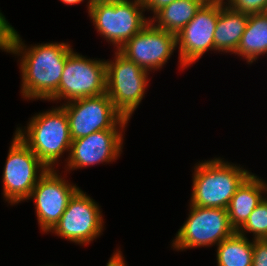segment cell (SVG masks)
I'll return each mask as SVG.
<instances>
[{
    "label": "cell",
    "mask_w": 267,
    "mask_h": 266,
    "mask_svg": "<svg viewBox=\"0 0 267 266\" xmlns=\"http://www.w3.org/2000/svg\"><path fill=\"white\" fill-rule=\"evenodd\" d=\"M14 26L0 49L18 60L21 73V96L26 100H49L58 90L68 54V42H48L27 46Z\"/></svg>",
    "instance_id": "6da1fadb"
},
{
    "label": "cell",
    "mask_w": 267,
    "mask_h": 266,
    "mask_svg": "<svg viewBox=\"0 0 267 266\" xmlns=\"http://www.w3.org/2000/svg\"><path fill=\"white\" fill-rule=\"evenodd\" d=\"M190 205L227 209L231 198L252 174L240 164L224 161L220 157L194 164Z\"/></svg>",
    "instance_id": "7a4b0ae2"
},
{
    "label": "cell",
    "mask_w": 267,
    "mask_h": 266,
    "mask_svg": "<svg viewBox=\"0 0 267 266\" xmlns=\"http://www.w3.org/2000/svg\"><path fill=\"white\" fill-rule=\"evenodd\" d=\"M15 135L48 169L59 167V159L64 153L69 156L72 139L67 114L61 106L36 113L27 126L16 128Z\"/></svg>",
    "instance_id": "3957f363"
},
{
    "label": "cell",
    "mask_w": 267,
    "mask_h": 266,
    "mask_svg": "<svg viewBox=\"0 0 267 266\" xmlns=\"http://www.w3.org/2000/svg\"><path fill=\"white\" fill-rule=\"evenodd\" d=\"M144 13L142 0H115L91 6L88 15L100 37L118 50L150 21Z\"/></svg>",
    "instance_id": "277c9868"
},
{
    "label": "cell",
    "mask_w": 267,
    "mask_h": 266,
    "mask_svg": "<svg viewBox=\"0 0 267 266\" xmlns=\"http://www.w3.org/2000/svg\"><path fill=\"white\" fill-rule=\"evenodd\" d=\"M114 52V59L106 60V93L115 108L130 120L145 97L150 72L127 59L118 50Z\"/></svg>",
    "instance_id": "5b68a950"
},
{
    "label": "cell",
    "mask_w": 267,
    "mask_h": 266,
    "mask_svg": "<svg viewBox=\"0 0 267 266\" xmlns=\"http://www.w3.org/2000/svg\"><path fill=\"white\" fill-rule=\"evenodd\" d=\"M189 206L188 218L171 242L174 250L217 246L236 232L227 209Z\"/></svg>",
    "instance_id": "8992f818"
},
{
    "label": "cell",
    "mask_w": 267,
    "mask_h": 266,
    "mask_svg": "<svg viewBox=\"0 0 267 266\" xmlns=\"http://www.w3.org/2000/svg\"><path fill=\"white\" fill-rule=\"evenodd\" d=\"M47 171L48 168L14 133L2 174L4 200L11 206L27 201Z\"/></svg>",
    "instance_id": "52a82bcc"
},
{
    "label": "cell",
    "mask_w": 267,
    "mask_h": 266,
    "mask_svg": "<svg viewBox=\"0 0 267 266\" xmlns=\"http://www.w3.org/2000/svg\"><path fill=\"white\" fill-rule=\"evenodd\" d=\"M90 59L72 50L66 59L56 93L48 100L64 103L106 93V60Z\"/></svg>",
    "instance_id": "ba28073f"
},
{
    "label": "cell",
    "mask_w": 267,
    "mask_h": 266,
    "mask_svg": "<svg viewBox=\"0 0 267 266\" xmlns=\"http://www.w3.org/2000/svg\"><path fill=\"white\" fill-rule=\"evenodd\" d=\"M60 106L67 114L72 140L104 129H126L130 121L115 108L107 93L75 99Z\"/></svg>",
    "instance_id": "9c48e42d"
},
{
    "label": "cell",
    "mask_w": 267,
    "mask_h": 266,
    "mask_svg": "<svg viewBox=\"0 0 267 266\" xmlns=\"http://www.w3.org/2000/svg\"><path fill=\"white\" fill-rule=\"evenodd\" d=\"M103 220L98 202L79 189L69 200L59 222L50 232L72 243L85 246L103 234Z\"/></svg>",
    "instance_id": "30bf717a"
},
{
    "label": "cell",
    "mask_w": 267,
    "mask_h": 266,
    "mask_svg": "<svg viewBox=\"0 0 267 266\" xmlns=\"http://www.w3.org/2000/svg\"><path fill=\"white\" fill-rule=\"evenodd\" d=\"M220 9L221 0H207L176 34L180 70L198 62L207 51H214V32Z\"/></svg>",
    "instance_id": "8fae6325"
},
{
    "label": "cell",
    "mask_w": 267,
    "mask_h": 266,
    "mask_svg": "<svg viewBox=\"0 0 267 266\" xmlns=\"http://www.w3.org/2000/svg\"><path fill=\"white\" fill-rule=\"evenodd\" d=\"M58 172L56 169H48L28 198L34 201L38 226L42 233H50L66 210L69 200L80 189Z\"/></svg>",
    "instance_id": "7c38bea8"
},
{
    "label": "cell",
    "mask_w": 267,
    "mask_h": 266,
    "mask_svg": "<svg viewBox=\"0 0 267 266\" xmlns=\"http://www.w3.org/2000/svg\"><path fill=\"white\" fill-rule=\"evenodd\" d=\"M177 49L176 35L155 27L150 21L118 51L148 72L157 71Z\"/></svg>",
    "instance_id": "4fadbf2b"
},
{
    "label": "cell",
    "mask_w": 267,
    "mask_h": 266,
    "mask_svg": "<svg viewBox=\"0 0 267 266\" xmlns=\"http://www.w3.org/2000/svg\"><path fill=\"white\" fill-rule=\"evenodd\" d=\"M125 129H104L86 137L72 140L69 156L64 160L65 170L87 168L115 162L123 150Z\"/></svg>",
    "instance_id": "5bb4252c"
},
{
    "label": "cell",
    "mask_w": 267,
    "mask_h": 266,
    "mask_svg": "<svg viewBox=\"0 0 267 266\" xmlns=\"http://www.w3.org/2000/svg\"><path fill=\"white\" fill-rule=\"evenodd\" d=\"M266 195V181L252 173L236 190L227 207L229 221L235 231L245 224Z\"/></svg>",
    "instance_id": "9a60e30c"
},
{
    "label": "cell",
    "mask_w": 267,
    "mask_h": 266,
    "mask_svg": "<svg viewBox=\"0 0 267 266\" xmlns=\"http://www.w3.org/2000/svg\"><path fill=\"white\" fill-rule=\"evenodd\" d=\"M248 14L231 9L221 0L214 32V51L234 54L248 23Z\"/></svg>",
    "instance_id": "2e32d148"
},
{
    "label": "cell",
    "mask_w": 267,
    "mask_h": 266,
    "mask_svg": "<svg viewBox=\"0 0 267 266\" xmlns=\"http://www.w3.org/2000/svg\"><path fill=\"white\" fill-rule=\"evenodd\" d=\"M207 0H176L159 10L150 22L157 28L178 34L196 15Z\"/></svg>",
    "instance_id": "e0dca14e"
},
{
    "label": "cell",
    "mask_w": 267,
    "mask_h": 266,
    "mask_svg": "<svg viewBox=\"0 0 267 266\" xmlns=\"http://www.w3.org/2000/svg\"><path fill=\"white\" fill-rule=\"evenodd\" d=\"M247 61L256 62L259 56L267 54V15L265 13L249 15L248 23L240 44L234 53Z\"/></svg>",
    "instance_id": "ac0fdd59"
},
{
    "label": "cell",
    "mask_w": 267,
    "mask_h": 266,
    "mask_svg": "<svg viewBox=\"0 0 267 266\" xmlns=\"http://www.w3.org/2000/svg\"><path fill=\"white\" fill-rule=\"evenodd\" d=\"M217 266H252L253 239L237 231L217 245Z\"/></svg>",
    "instance_id": "d6986e66"
},
{
    "label": "cell",
    "mask_w": 267,
    "mask_h": 266,
    "mask_svg": "<svg viewBox=\"0 0 267 266\" xmlns=\"http://www.w3.org/2000/svg\"><path fill=\"white\" fill-rule=\"evenodd\" d=\"M237 232L246 237V233H252L253 240L267 239V196L256 206Z\"/></svg>",
    "instance_id": "ffe728a7"
},
{
    "label": "cell",
    "mask_w": 267,
    "mask_h": 266,
    "mask_svg": "<svg viewBox=\"0 0 267 266\" xmlns=\"http://www.w3.org/2000/svg\"><path fill=\"white\" fill-rule=\"evenodd\" d=\"M231 9L244 14H261L267 10V0H223Z\"/></svg>",
    "instance_id": "44dd1931"
},
{
    "label": "cell",
    "mask_w": 267,
    "mask_h": 266,
    "mask_svg": "<svg viewBox=\"0 0 267 266\" xmlns=\"http://www.w3.org/2000/svg\"><path fill=\"white\" fill-rule=\"evenodd\" d=\"M252 266H267V239L253 240Z\"/></svg>",
    "instance_id": "7402d4cb"
},
{
    "label": "cell",
    "mask_w": 267,
    "mask_h": 266,
    "mask_svg": "<svg viewBox=\"0 0 267 266\" xmlns=\"http://www.w3.org/2000/svg\"><path fill=\"white\" fill-rule=\"evenodd\" d=\"M143 1V6L144 10L152 13L154 16L159 10L162 8L166 7L167 5L171 4L172 2L176 0H142Z\"/></svg>",
    "instance_id": "603a6c76"
},
{
    "label": "cell",
    "mask_w": 267,
    "mask_h": 266,
    "mask_svg": "<svg viewBox=\"0 0 267 266\" xmlns=\"http://www.w3.org/2000/svg\"><path fill=\"white\" fill-rule=\"evenodd\" d=\"M12 25L8 22L0 10V49L4 46L11 33Z\"/></svg>",
    "instance_id": "cb8c5ba5"
},
{
    "label": "cell",
    "mask_w": 267,
    "mask_h": 266,
    "mask_svg": "<svg viewBox=\"0 0 267 266\" xmlns=\"http://www.w3.org/2000/svg\"><path fill=\"white\" fill-rule=\"evenodd\" d=\"M106 266H128L119 248L113 252Z\"/></svg>",
    "instance_id": "d4e9b609"
},
{
    "label": "cell",
    "mask_w": 267,
    "mask_h": 266,
    "mask_svg": "<svg viewBox=\"0 0 267 266\" xmlns=\"http://www.w3.org/2000/svg\"><path fill=\"white\" fill-rule=\"evenodd\" d=\"M63 4H66V5H75V4H80L81 2H83L84 0H60ZM87 10L89 12V9L91 7V5L89 4V0L87 1Z\"/></svg>",
    "instance_id": "484cf974"
},
{
    "label": "cell",
    "mask_w": 267,
    "mask_h": 266,
    "mask_svg": "<svg viewBox=\"0 0 267 266\" xmlns=\"http://www.w3.org/2000/svg\"><path fill=\"white\" fill-rule=\"evenodd\" d=\"M112 1H115V0H89V4L91 6H93V5L99 4V3H110Z\"/></svg>",
    "instance_id": "4316f807"
}]
</instances>
